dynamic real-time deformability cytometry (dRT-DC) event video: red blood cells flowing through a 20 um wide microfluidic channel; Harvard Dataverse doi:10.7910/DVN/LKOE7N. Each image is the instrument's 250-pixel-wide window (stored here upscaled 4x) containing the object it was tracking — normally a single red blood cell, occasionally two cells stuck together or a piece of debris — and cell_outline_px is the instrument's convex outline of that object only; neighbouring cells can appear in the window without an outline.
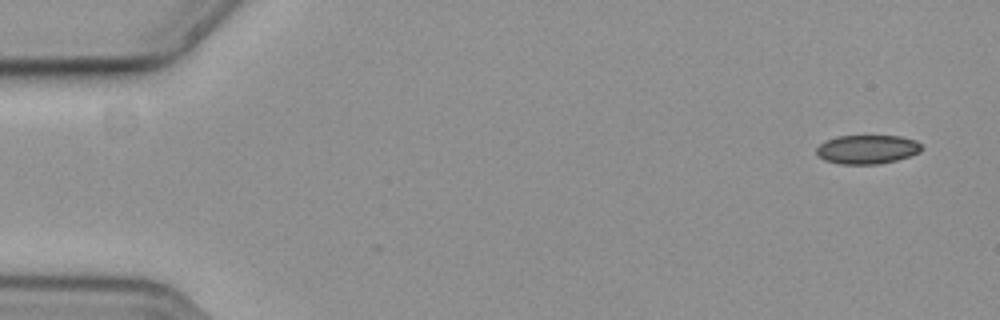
{"species": "common noctule bat (a hibernating species)", "species_latin": "Nyctalus noctula", "temperature_condition": "cold", "stored_images_in_passage": 3, "camera_frame_rate_fps": 3000, "um_per_image_px": 0.085, "animal": {"sex": "female", "body_mass_g": 19.3, "forearm_length_mm": 54.1}, "frame": {"image": 1, "passage_image": 3, "time_ms": 0.667, "image_size_px": [1000, 320], "cell_outline_px": [[920, 152], [896, 160], [876, 164], [840, 164], [824, 160], [816, 156], [816, 148], [824, 140], [836, 136], [900, 136], [916, 140], [920, 144]], "centroid_in_image_um": [73.65, 12.69], "position_along_channel_um": 11.4, "area_um2": 17.74}}